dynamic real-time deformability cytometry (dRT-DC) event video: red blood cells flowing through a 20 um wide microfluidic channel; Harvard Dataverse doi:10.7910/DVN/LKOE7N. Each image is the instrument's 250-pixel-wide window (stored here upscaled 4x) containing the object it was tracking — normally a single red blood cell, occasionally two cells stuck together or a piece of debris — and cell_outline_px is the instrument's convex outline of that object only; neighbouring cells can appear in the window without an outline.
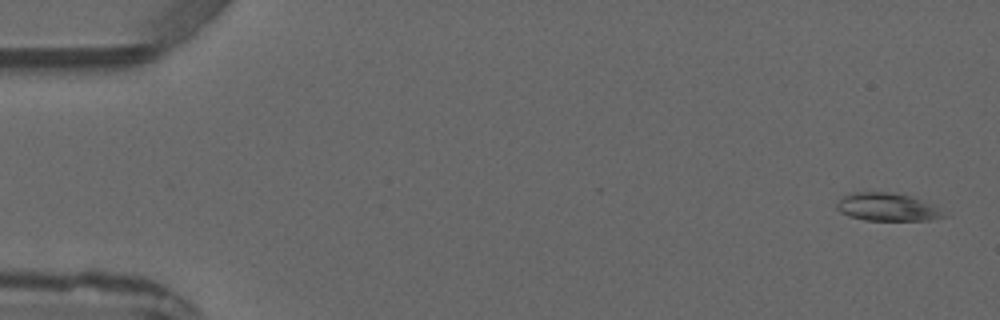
{"species": "common noctule bat (a hibernating species)", "species_latin": "Nyctalus noctula", "temperature_condition": "warm", "stored_images_in_passage": 4, "segment_of_instrument_passage": [2, 2], "camera_frame_rate_fps": 3000, "um_per_image_px": 0.085, "animal": {"sex": "male", "forearm_length_mm": 52.5}, "frame": {"image": 1, "passage_image": 4, "time_ms": 3.667, "image_size_px": [1000, 320], "cell_outline_px": [[948, 216], [928, 220], [864, 220], [848, 216], [840, 212], [836, 208], [836, 204], [844, 196], [852, 192], [892, 192], [908, 196], [932, 204]], "centroid_in_image_um": [75.38, 17.6], "position_along_channel_um": 9.6, "area_um2": 17.22}}